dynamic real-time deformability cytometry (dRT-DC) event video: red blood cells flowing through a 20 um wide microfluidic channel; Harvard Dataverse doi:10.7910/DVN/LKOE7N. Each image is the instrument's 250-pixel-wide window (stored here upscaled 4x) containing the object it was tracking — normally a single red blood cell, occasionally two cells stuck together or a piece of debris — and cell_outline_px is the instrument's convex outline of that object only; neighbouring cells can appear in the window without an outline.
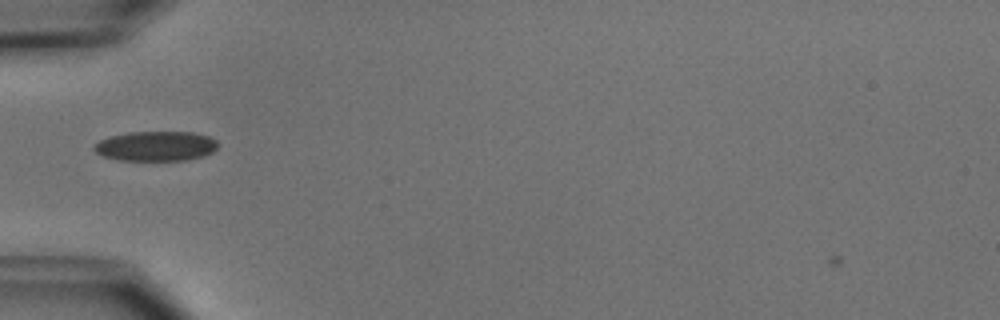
{"species": "common noctule bat (a hibernating species)", "species_latin": "Nyctalus noctula", "temperature_condition": "cold", "stored_images_in_passage": 2, "camera_frame_rate_fps": 3000, "um_per_image_px": 0.085, "animal": {"sex": "male", "body_mass_g": 15.6}, "frame": {"image": 1, "passage_image": 2, "time_ms": 1.333, "image_size_px": [1000, 320], "cell_outline_px": [[216, 148], [212, 152], [204, 156], [184, 160], [120, 160], [100, 156], [92, 148], [92, 144], [108, 136], [128, 132], [192, 132], [208, 136], [216, 140]], "centroid_in_image_um": [13.18, 12.41], "position_along_channel_um": 71.8, "area_um2": 21.62}}